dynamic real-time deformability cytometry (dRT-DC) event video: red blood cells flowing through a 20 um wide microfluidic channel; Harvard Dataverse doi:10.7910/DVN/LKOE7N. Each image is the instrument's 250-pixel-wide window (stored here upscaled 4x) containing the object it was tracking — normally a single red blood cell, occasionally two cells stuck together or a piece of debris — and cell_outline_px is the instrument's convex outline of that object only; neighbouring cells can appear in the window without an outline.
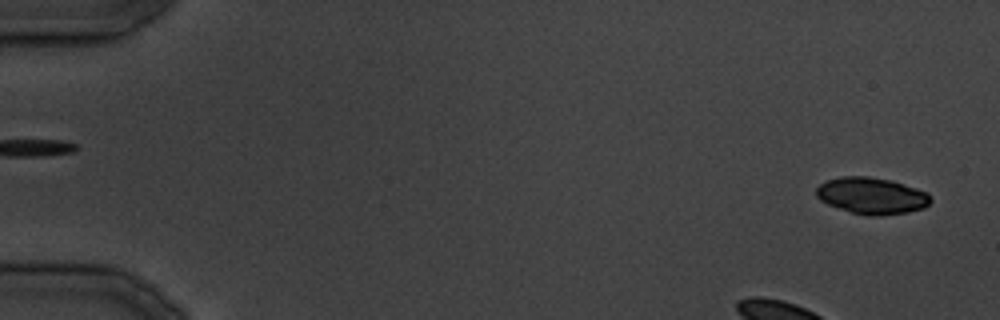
{"species": "common noctule bat (a hibernating species)", "species_latin": "Nyctalus noctula", "temperature_condition": "cold", "stored_images_in_passage": 34, "camera_frame_rate_fps": 3000, "um_per_image_px": 0.085, "animal": {"sex": "male", "body_mass_g": 19.5, "forearm_length_mm": 54.6}, "frame": {"image": 1, "passage_image": 1, "time_ms": 0.0, "image_size_px": [1000, 320], "cell_outline_px": [[932, 200], [924, 208], [908, 212], [880, 216], [868, 216], [852, 212], [828, 204], [820, 200], [816, 196], [816, 188], [820, 184], [828, 180], [840, 176], [868, 176], [892, 180], [928, 192]], "centroid_in_image_um": [74.11, 16.63], "position_along_channel_um": 10.9, "area_um2": 24.45}}
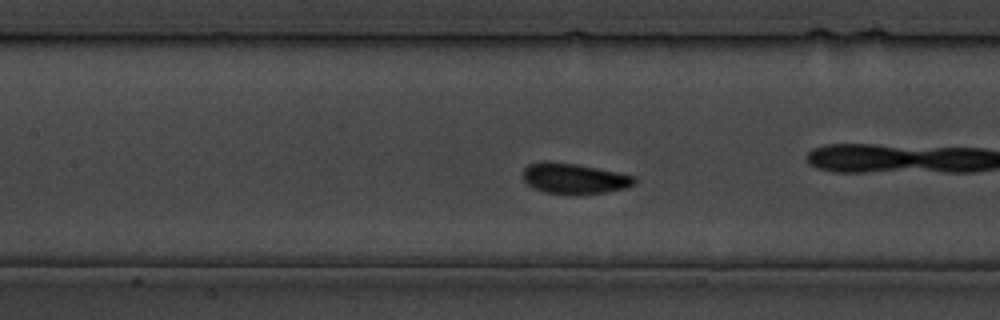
{"frame": {"image": 2, "passage_image": 15, "time_ms": 16.667, "image_size_px": [1000, 320], "cell_outline_px": [[636, 184], [624, 188], [604, 192], [544, 192], [528, 184], [524, 180], [524, 168], [528, 164], [544, 160], [548, 160], [576, 164], [636, 176]], "centroid_in_image_um": [48.8, 15.12], "position_along_channel_um": 158.6, "area_um2": 19.19}}